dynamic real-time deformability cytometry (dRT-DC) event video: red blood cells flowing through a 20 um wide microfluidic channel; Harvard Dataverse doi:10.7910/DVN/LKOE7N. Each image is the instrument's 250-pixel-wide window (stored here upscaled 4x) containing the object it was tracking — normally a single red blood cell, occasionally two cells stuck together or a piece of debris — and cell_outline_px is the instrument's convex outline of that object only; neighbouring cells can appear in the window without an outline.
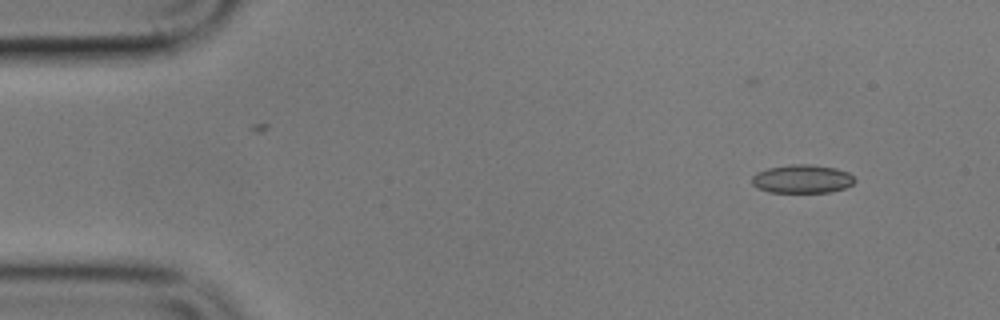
{"species": "common noctule bat (a hibernating species)", "species_latin": "Nyctalus noctula", "temperature_condition": "cold", "stored_images_in_passage": 4, "camera_frame_rate_fps": 3000, "um_per_image_px": 0.085, "animal": {"sex": "male", "body_mass_g": 17.9}, "frame": {"image": 1, "passage_image": 1, "time_ms": 0.0, "image_size_px": [1000, 320], "cell_outline_px": [[856, 180], [852, 184], [844, 188], [828, 192], [768, 192], [752, 184], [752, 176], [756, 172], [768, 168], [788, 164], [812, 164], [836, 168], [848, 172]], "centroid_in_image_um": [68.17, 15.19], "position_along_channel_um": 16.8, "area_um2": 17.05}}
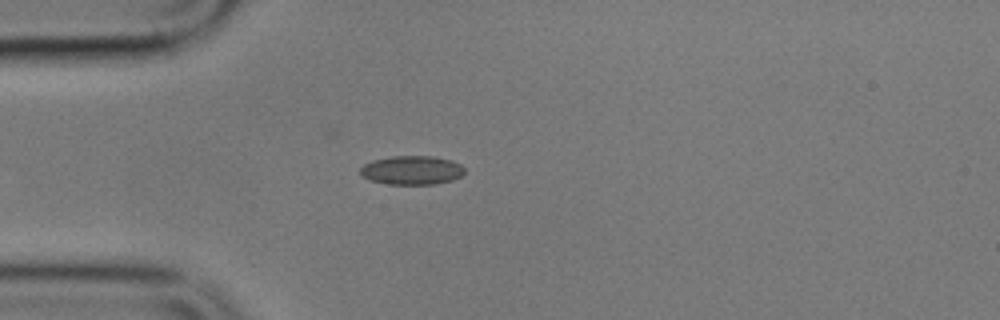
{"frame": {"image": 2, "passage_image": 4, "time_ms": 3.333, "image_size_px": [1000, 320], "cell_outline_px": [[464, 172], [460, 176], [452, 180], [436, 184], [388, 184], [372, 180], [364, 176], [360, 172], [360, 168], [364, 164], [372, 160], [392, 156], [432, 156], [452, 160], [460, 164], [464, 168]], "centroid_in_image_um": [35.02, 14.46], "position_along_channel_um": 50.0, "area_um2": 17.46}}